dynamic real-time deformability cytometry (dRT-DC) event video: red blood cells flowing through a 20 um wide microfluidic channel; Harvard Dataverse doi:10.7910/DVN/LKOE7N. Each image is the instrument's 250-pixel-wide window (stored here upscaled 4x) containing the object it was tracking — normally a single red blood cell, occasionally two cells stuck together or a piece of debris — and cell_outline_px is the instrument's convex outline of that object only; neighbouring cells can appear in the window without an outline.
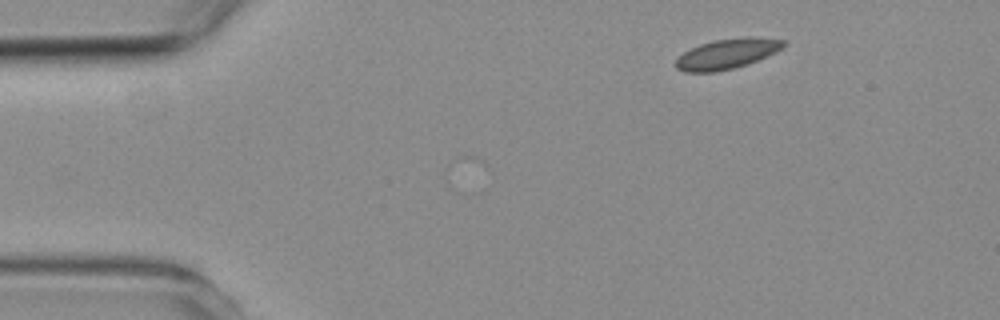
{"species": "common noctule bat (a hibernating species)", "species_latin": "Nyctalus noctula", "temperature_condition": "room temperature", "stored_images_in_passage": 2, "camera_frame_rate_fps": 3000, "um_per_image_px": 0.085, "animal": {"sex": "female", "body_mass_g": 19.3, "forearm_length_mm": 54.1}, "frame": {"image": 1, "passage_image": 2, "time_ms": 1.333, "image_size_px": [1000, 320], "cell_outline_px": [[788, 44], [784, 48], [776, 52], [756, 60], [732, 68], [716, 72], [684, 72], [676, 68], [676, 60], [684, 52], [700, 44], [716, 40], [748, 36], [756, 36], [784, 40]], "centroid_in_image_um": [61.84, 4.56], "position_along_channel_um": 23.2, "area_um2": 18.79}}